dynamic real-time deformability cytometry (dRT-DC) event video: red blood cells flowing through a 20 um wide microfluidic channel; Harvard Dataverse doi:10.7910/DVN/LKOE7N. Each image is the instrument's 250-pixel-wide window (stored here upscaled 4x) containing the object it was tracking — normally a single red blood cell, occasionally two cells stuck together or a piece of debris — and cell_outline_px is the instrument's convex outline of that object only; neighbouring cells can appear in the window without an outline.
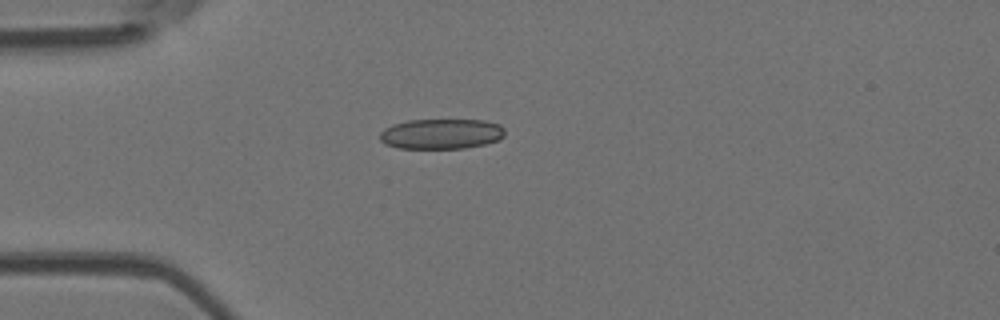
{"species": "Egyptian fruit bat (a non-hibernating species)", "species_latin": "Rousettus aegyptiacus", "temperature_condition": "room temperature", "stored_images_in_passage": 8, "camera_frame_rate_fps": 3000, "um_per_image_px": 0.085, "animal": {"sex": "female"}, "frame": {"image": 1, "passage_image": 4, "time_ms": 3.667, "image_size_px": [1000, 320], "cell_outline_px": [[504, 136], [500, 140], [484, 144], [464, 148], [400, 148], [384, 144], [380, 140], [380, 132], [384, 128], [392, 124], [408, 120], [484, 120], [500, 124], [504, 128]], "centroid_in_image_um": [37.51, 11.37], "position_along_channel_um": 47.5, "area_um2": 22.14}}
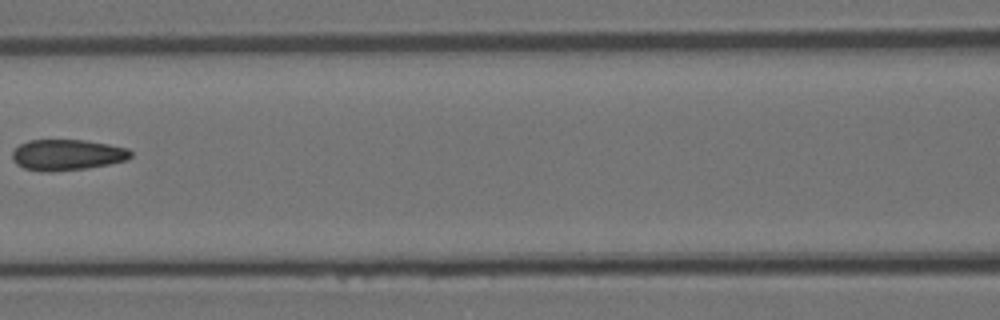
{"frame": {"image": 2, "passage_image": 7, "time_ms": 7.0, "image_size_px": [1000, 320], "cell_outline_px": [[132, 156], [128, 160], [88, 168], [48, 172], [40, 172], [24, 168], [16, 164], [12, 160], [12, 152], [20, 144], [28, 140], [84, 140], [108, 144], [128, 148], [132, 152]], "centroid_in_image_um": [5.7, 13.17], "position_along_channel_um": 160.9, "area_um2": 21.5}}
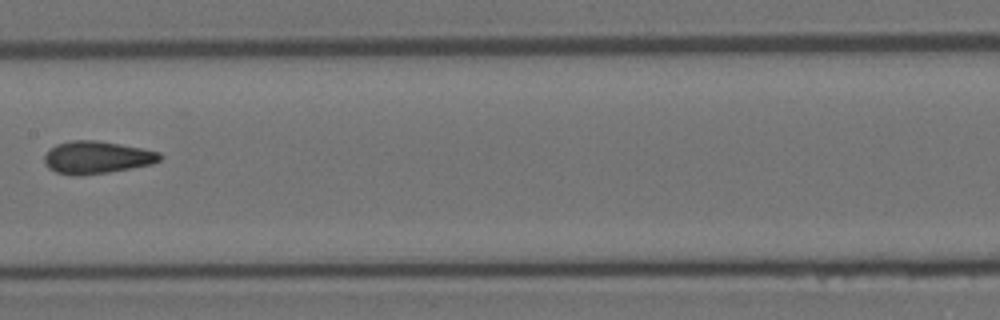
{"frame": {"image": 3, "passage_image": 8, "time_ms": 8.0, "image_size_px": [1000, 320], "cell_outline_px": [[164, 156], [160, 160], [152, 164], [132, 168], [108, 172], [80, 176], [76, 176], [56, 172], [48, 168], [44, 164], [44, 156], [56, 144], [72, 140], [96, 140], [120, 144], [160, 152]], "centroid_in_image_um": [8.23, 13.38], "position_along_channel_um": 199.2, "area_um2": 21.91}}